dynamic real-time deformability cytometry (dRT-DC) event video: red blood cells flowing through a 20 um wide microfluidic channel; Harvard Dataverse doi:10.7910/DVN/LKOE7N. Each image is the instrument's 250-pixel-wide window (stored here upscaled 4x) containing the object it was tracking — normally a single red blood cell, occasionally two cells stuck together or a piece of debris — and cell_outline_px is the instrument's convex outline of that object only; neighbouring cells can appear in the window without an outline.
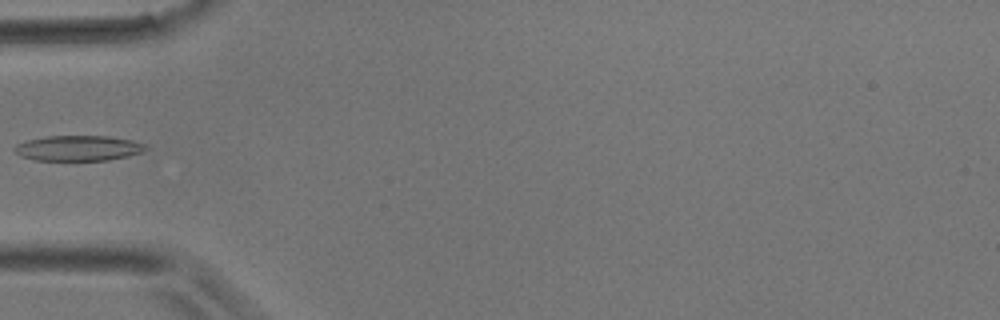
{"species": "common noctule bat (a hibernating species)", "species_latin": "Nyctalus noctula", "temperature_condition": "room temperature", "stored_images_in_passage": 5, "camera_frame_rate_fps": 3000, "um_per_image_px": 0.085, "animal": {"sex": "male", "body_mass_g": 17.9}, "frame": {"image": 1, "passage_image": 5, "time_ms": 1.333, "image_size_px": [1000, 320], "cell_outline_px": [[148, 148], [144, 152], [128, 156], [108, 160], [36, 160], [20, 156], [12, 148], [16, 144], [28, 140], [44, 136], [108, 136], [132, 140], [144, 144]], "centroid_in_image_um": [6.66, 12.59], "position_along_channel_um": 78.3, "area_um2": 19.42}}